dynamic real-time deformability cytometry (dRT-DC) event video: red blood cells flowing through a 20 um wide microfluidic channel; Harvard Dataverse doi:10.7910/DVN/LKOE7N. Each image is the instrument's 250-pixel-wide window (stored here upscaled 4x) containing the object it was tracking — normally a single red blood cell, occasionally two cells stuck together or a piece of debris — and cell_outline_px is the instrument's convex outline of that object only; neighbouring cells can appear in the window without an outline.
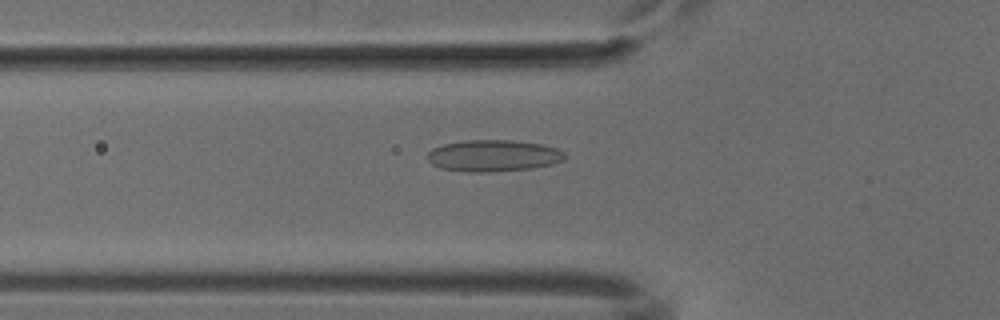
{"species": "common noctule bat (a hibernating species)", "species_latin": "Nyctalus noctula", "temperature_condition": "cold", "stored_images_in_passage": 49, "camera_frame_rate_fps": 3000, "um_per_image_px": 0.085, "animal": {"sex": "male", "body_mass_g": 18.8}, "frame": {"image": 1, "passage_image": 15, "time_ms": 4.667, "image_size_px": [1000, 320], "cell_outline_px": [[564, 160], [552, 164], [532, 168], [492, 172], [468, 172], [440, 168], [432, 164], [428, 160], [428, 152], [432, 148], [444, 144], [464, 140], [512, 140], [540, 144], [556, 148], [564, 152]], "centroid_in_image_um": [41.91, 13.24], "position_along_channel_um": 83.9, "area_um2": 25.32}}
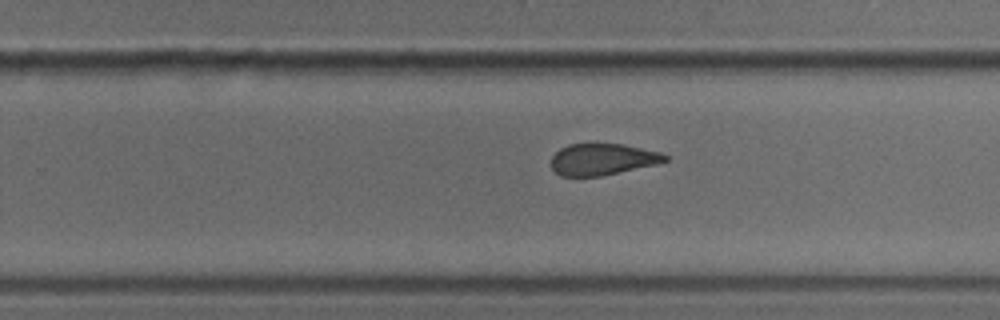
{"frame": {"image": 2, "passage_image": 30, "time_ms": 9.667, "image_size_px": [1000, 320], "cell_outline_px": [[668, 160], [656, 164], [600, 176], [560, 176], [552, 168], [552, 156], [560, 148], [568, 144], [624, 144], [660, 152], [668, 156]], "centroid_in_image_um": [51.21, 13.54], "position_along_channel_um": 278.6, "area_um2": 20.75}}
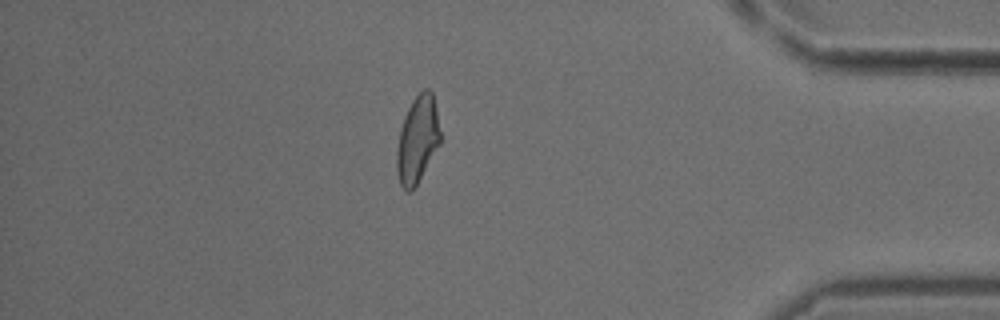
{"frame": {"image": 3, "passage_image": 42, "time_ms": 13.667, "image_size_px": [1000, 320], "cell_outline_px": [[440, 144], [416, 184], [408, 192], [400, 184], [396, 168], [396, 152], [400, 128], [404, 116], [412, 100], [424, 88], [428, 88], [432, 92], [440, 132]], "centroid_in_image_um": [35.47, 11.84], "position_along_channel_um": 399.7, "area_um2": 21.68}}